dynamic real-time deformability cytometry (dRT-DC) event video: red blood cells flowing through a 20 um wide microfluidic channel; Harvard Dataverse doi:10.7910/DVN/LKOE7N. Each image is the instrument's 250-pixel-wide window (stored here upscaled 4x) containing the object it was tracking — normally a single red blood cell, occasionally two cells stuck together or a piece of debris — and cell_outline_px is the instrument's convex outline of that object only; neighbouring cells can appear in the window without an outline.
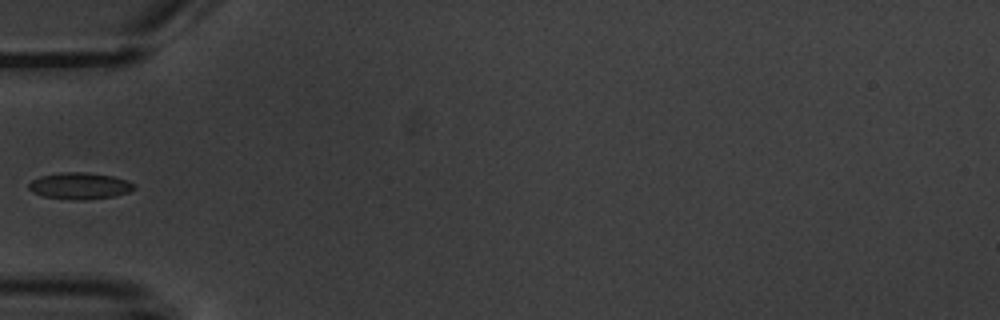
{"species": "common noctule bat (a hibernating species)", "species_latin": "Nyctalus noctula", "temperature_condition": "warm", "stored_images_in_passage": 6, "camera_frame_rate_fps": 3000, "um_per_image_px": 0.085, "animal": {"sex": "male", "body_mass_g": 20.1, "forearm_length_mm": 53.5}, "frame": {"image": 1, "passage_image": 6, "time_ms": 6.0, "image_size_px": [1000, 320], "cell_outline_px": [[136, 188], [128, 192], [112, 196], [84, 200], [72, 200], [44, 196], [32, 192], [28, 188], [28, 184], [32, 180], [40, 176], [60, 172], [88, 172], [112, 176], [128, 180], [136, 184]], "centroid_in_image_um": [6.78, 15.79], "position_along_channel_um": 78.2, "area_um2": 16.42}}